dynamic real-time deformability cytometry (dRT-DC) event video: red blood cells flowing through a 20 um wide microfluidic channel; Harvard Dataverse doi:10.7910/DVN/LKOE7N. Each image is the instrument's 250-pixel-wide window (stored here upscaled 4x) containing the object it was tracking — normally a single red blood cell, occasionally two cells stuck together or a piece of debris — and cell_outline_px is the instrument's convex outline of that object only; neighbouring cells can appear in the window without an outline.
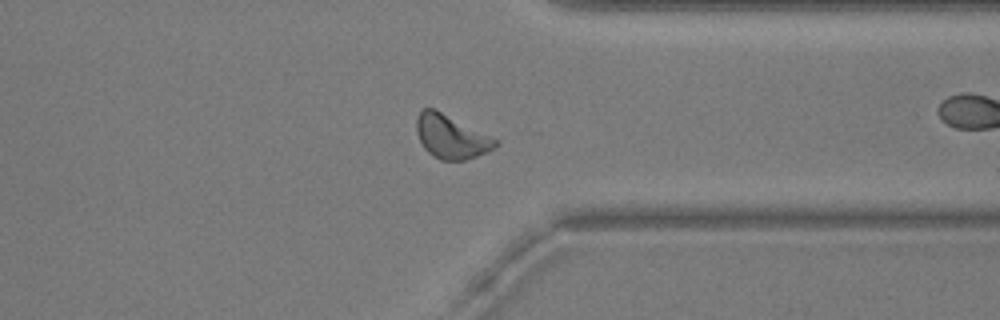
{"species": "common noctule bat (a hibernating species)", "species_latin": "Nyctalus noctula", "temperature_condition": "warm", "stored_images_in_passage": 56, "camera_frame_rate_fps": 3000, "um_per_image_px": 0.085, "animal": {"sex": "male", "body_mass_g": 20.5, "forearm_length_mm": 52.5}, "frame": {"image": 1, "passage_image": 43, "time_ms": 14.0, "image_size_px": [1000, 320], "cell_outline_px": [[500, 144], [488, 152], [464, 160], [440, 160], [428, 152], [424, 148], [416, 132], [416, 116], [424, 108], [432, 108], [500, 140]], "centroid_in_image_um": [38.36, 11.63], "position_along_channel_um": 373.0, "area_um2": 19.94}, "authors_computed_cell_mechanics": {"area_um2": 19.2763, "velocity_mm_per_s": 3.6677, "shape_relaxation_time_tau1_ms": 0.5078, "shape_relaxation_time_tau2_ms": null, "deformation_change_tau1": 0.07, "deformation_change_tau2": null}}